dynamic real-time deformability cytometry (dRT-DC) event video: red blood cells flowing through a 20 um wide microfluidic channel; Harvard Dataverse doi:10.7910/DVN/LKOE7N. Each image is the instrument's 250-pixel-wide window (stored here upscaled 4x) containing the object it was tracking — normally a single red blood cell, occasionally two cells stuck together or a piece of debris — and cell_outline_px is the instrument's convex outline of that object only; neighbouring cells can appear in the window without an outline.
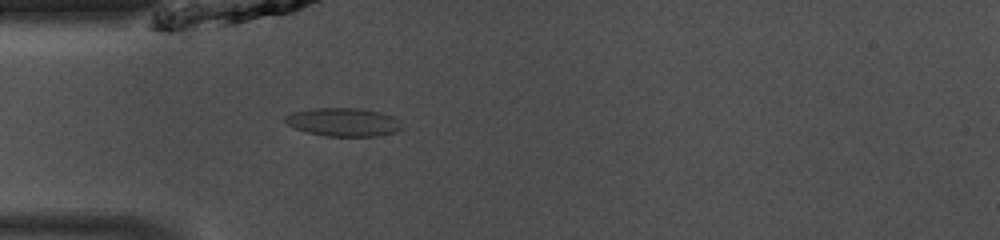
{"species": "common noctule bat (a hibernating species)", "species_latin": "Nyctalus noctula", "temperature_condition": "room temperature", "stored_images_in_passage": 39, "camera_frame_rate_fps": 3000, "um_per_image_px": 0.085, "animal": {"sex": "male", "body_mass_g": 13.0, "forearm_length_mm": 53.1}, "frame": {"image": 1, "passage_image": 4, "time_ms": 1.0, "image_size_px": [1000, 240], "cell_outline_px": [[404, 128], [396, 132], [376, 136], [324, 136], [308, 132], [296, 128], [288, 124], [284, 120], [284, 116], [292, 112], [312, 108], [360, 108], [380, 112], [392, 116], [400, 120], [404, 124]], "centroid_in_image_um": [29.23, 10.37], "position_along_channel_um": 55.8, "area_um2": 19.48}}
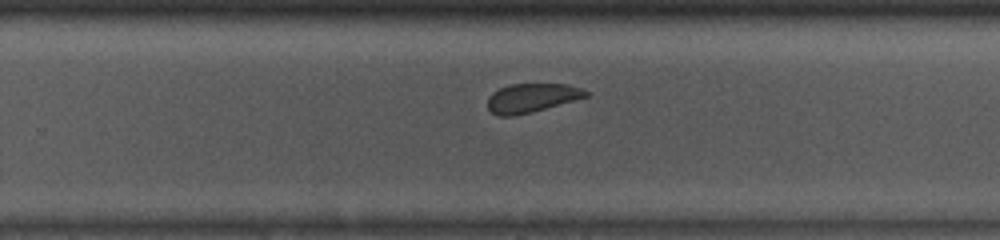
{"frame": {"image": 2, "passage_image": 21, "time_ms": 6.667, "image_size_px": [1000, 240], "cell_outline_px": [[588, 96], [532, 112], [516, 116], [500, 116], [492, 112], [488, 108], [488, 96], [492, 92], [508, 84], [568, 84], [580, 88], [588, 92]], "centroid_in_image_um": [45.16, 8.32], "position_along_channel_um": 284.6, "area_um2": 16.47}}
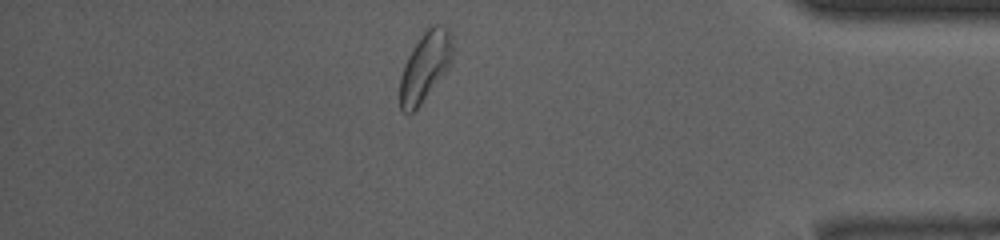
{"frame": {"image": 3, "passage_image": 32, "time_ms": 10.333, "image_size_px": [1000, 240], "cell_outline_px": [[452, 60], [444, 72], [420, 104], [412, 112], [400, 112], [400, 76], [404, 64], [412, 48], [424, 32], [432, 24], [440, 24], [448, 28], [452, 36]], "centroid_in_image_um": [36.12, 5.62], "position_along_channel_um": 399.1, "area_um2": 20.87}, "authors_computed_cell_mechanics": {"area_um2": 18.6116, "velocity_mm_per_s": 4.0744, "shape_relaxation_time_tau1_ms": null, "shape_relaxation_time_tau2_ms": 2.3202, "deformation_change_tau1": null, "deformation_change_tau2": 0.0613}}